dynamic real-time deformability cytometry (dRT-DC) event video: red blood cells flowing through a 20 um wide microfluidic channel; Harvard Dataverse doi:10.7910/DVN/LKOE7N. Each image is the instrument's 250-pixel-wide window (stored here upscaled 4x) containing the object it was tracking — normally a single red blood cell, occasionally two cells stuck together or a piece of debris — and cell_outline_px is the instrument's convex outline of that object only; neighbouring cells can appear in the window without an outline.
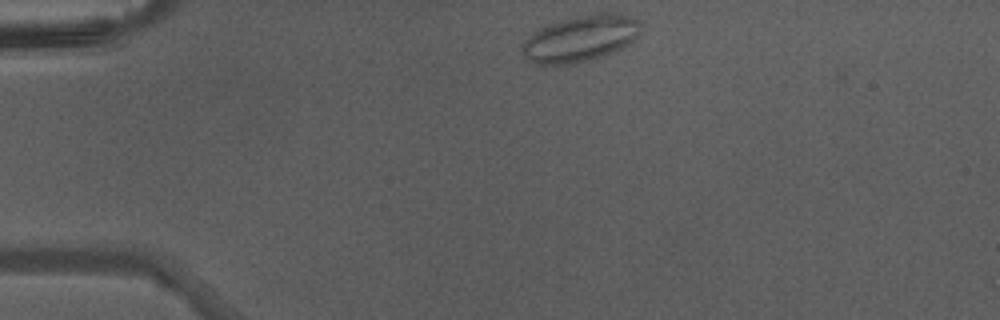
{"species": "Egyptian fruit bat (a non-hibernating species)", "species_latin": "Rousettus aegyptiacus", "temperature_condition": "warm", "stored_images_in_passage": 37, "camera_frame_rate_fps": 3000, "um_per_image_px": 0.085, "animal": {"sex": "male"}, "frame": {"image": 1, "passage_image": 1, "time_ms": 0.0, "image_size_px": [1000, 320], "cell_outline_px": [[640, 32], [628, 44], [604, 56], [572, 64], [544, 68], [528, 60], [520, 52], [524, 40], [532, 32], [548, 24], [560, 20], [596, 12], [620, 12], [632, 16], [640, 20]], "centroid_in_image_um": [49.3, 3.29], "position_along_channel_um": 35.7, "area_um2": 32.77}}
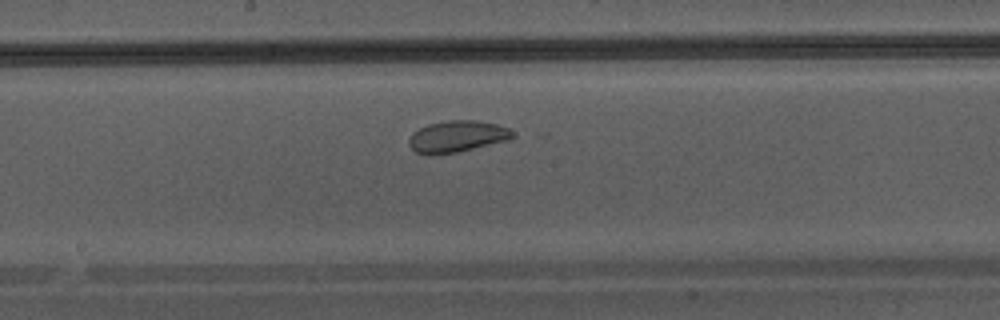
{"frame": {"image": 2, "passage_image": 16, "time_ms": 5.0, "image_size_px": [1000, 320], "cell_outline_px": [[516, 136], [512, 140], [456, 152], [416, 152], [408, 144], [408, 140], [412, 132], [428, 124], [448, 120], [476, 120], [496, 124], [508, 128]], "centroid_in_image_um": [38.92, 11.56], "position_along_channel_um": 209.3, "area_um2": 18.73}}